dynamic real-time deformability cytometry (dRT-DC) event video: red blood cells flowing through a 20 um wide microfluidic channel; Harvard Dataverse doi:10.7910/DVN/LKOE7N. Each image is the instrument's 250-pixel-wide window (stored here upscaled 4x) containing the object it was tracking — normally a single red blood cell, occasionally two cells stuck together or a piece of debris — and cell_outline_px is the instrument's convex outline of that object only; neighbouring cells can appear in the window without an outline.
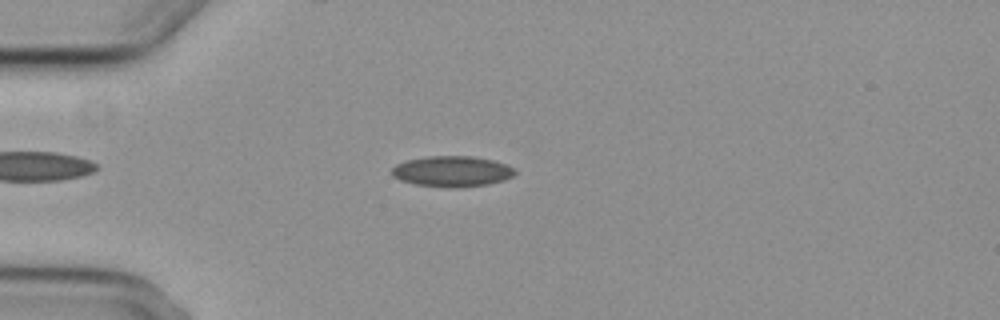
{"species": "common noctule bat (a hibernating species)", "species_latin": "Nyctalus noctula", "temperature_condition": "cold", "stored_images_in_passage": 1, "camera_frame_rate_fps": 3000, "um_per_image_px": 0.085, "animal": {"sex": "female", "body_mass_g": 29.2, "forearm_length_mm": 56.3}, "frame": {"image": 1, "passage_image": 1, "time_ms": 0.0, "image_size_px": [1000, 320], "cell_outline_px": [[516, 172], [512, 176], [504, 180], [488, 184], [456, 188], [448, 188], [416, 184], [400, 180], [392, 176], [392, 168], [396, 164], [408, 160], [428, 156], [472, 156], [492, 160], [504, 164], [512, 168]], "centroid_in_image_um": [38.4, 14.57], "position_along_channel_um": 46.6, "area_um2": 21.91}}